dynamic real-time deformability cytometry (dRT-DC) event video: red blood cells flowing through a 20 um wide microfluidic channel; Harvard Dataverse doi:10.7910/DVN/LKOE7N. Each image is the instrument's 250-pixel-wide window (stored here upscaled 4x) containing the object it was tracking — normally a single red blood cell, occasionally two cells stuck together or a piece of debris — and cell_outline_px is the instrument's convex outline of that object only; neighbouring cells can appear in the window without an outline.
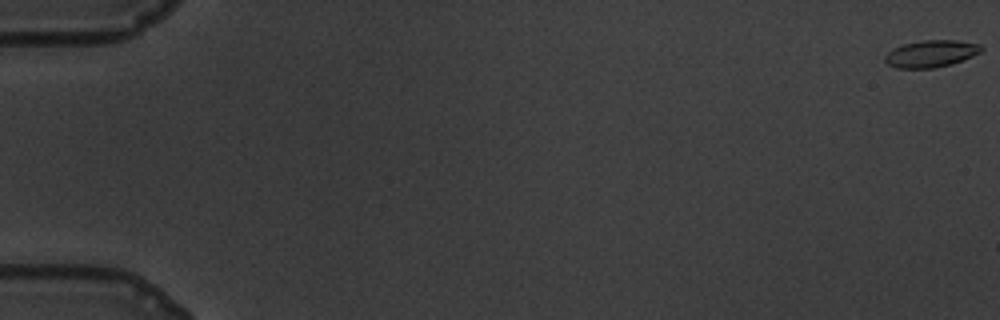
{"species": "common noctule bat (a hibernating species)", "species_latin": "Nyctalus noctula", "temperature_condition": "warm", "stored_images_in_passage": 61, "camera_frame_rate_fps": 3000, "um_per_image_px": 0.085, "animal": {"sex": "male", "body_mass_g": 19.5, "forearm_length_mm": 54.6}, "frame": {"image": 1, "passage_image": 1, "time_ms": 0.0, "image_size_px": [1000, 320], "cell_outline_px": [[984, 48], [980, 52], [972, 56], [952, 64], [932, 68], [896, 68], [888, 64], [884, 60], [884, 56], [888, 52], [904, 44], [924, 40], [956, 40], [980, 44]], "centroid_in_image_um": [79.15, 4.56], "position_along_channel_um": 5.8, "area_um2": 15.03}}
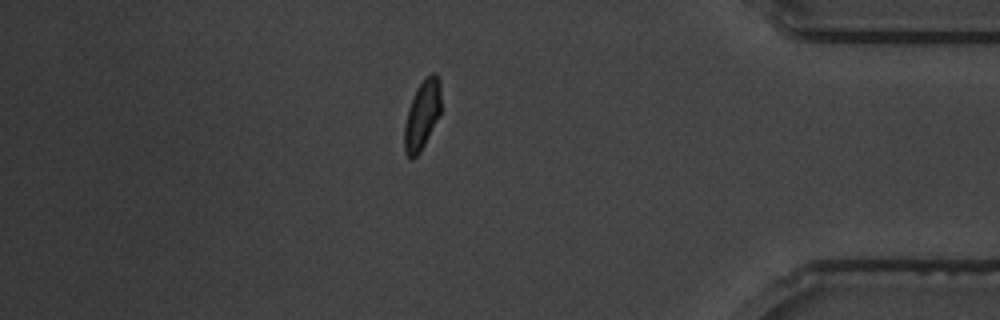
{"frame": {"image": 2, "passage_image": 53, "time_ms": 17.333, "image_size_px": [1000, 320], "cell_outline_px": [[440, 116], [420, 152], [412, 160], [404, 152], [404, 124], [408, 108], [416, 88], [432, 72], [436, 72], [440, 80]], "centroid_in_image_um": [35.88, 9.78], "position_along_channel_um": 399.3, "area_um2": 14.85}}
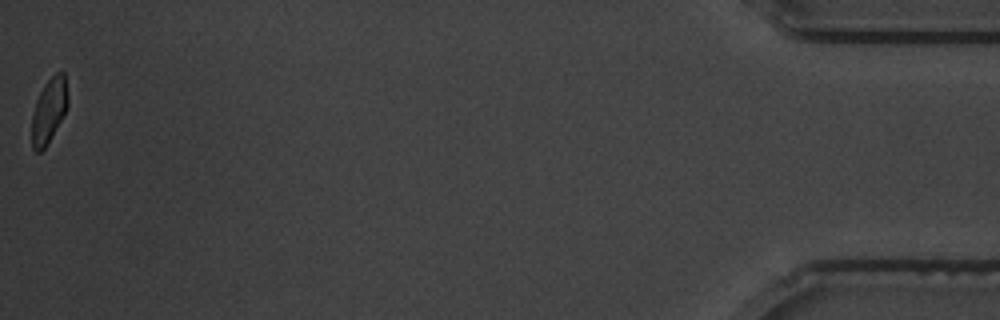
{"frame": {"image": 3, "passage_image": 61, "time_ms": 20.0, "image_size_px": [1000, 320], "cell_outline_px": [[68, 104], [60, 120], [44, 148], [40, 152], [36, 152], [32, 148], [32, 112], [36, 100], [44, 84], [56, 72], [64, 72], [68, 96]], "centroid_in_image_um": [4.14, 9.36], "position_along_channel_um": 431.1, "area_um2": 13.29}, "authors_computed_cell_mechanics": {"area_um2": 15.1436, "velocity_mm_per_s": 3.4433, "shape_relaxation_time_tau1_ms": 4.6635, "shape_relaxation_time_tau2_ms": 0.9692, "deformation_change_tau1": 0.1341, "deformation_change_tau2": 0.058}}